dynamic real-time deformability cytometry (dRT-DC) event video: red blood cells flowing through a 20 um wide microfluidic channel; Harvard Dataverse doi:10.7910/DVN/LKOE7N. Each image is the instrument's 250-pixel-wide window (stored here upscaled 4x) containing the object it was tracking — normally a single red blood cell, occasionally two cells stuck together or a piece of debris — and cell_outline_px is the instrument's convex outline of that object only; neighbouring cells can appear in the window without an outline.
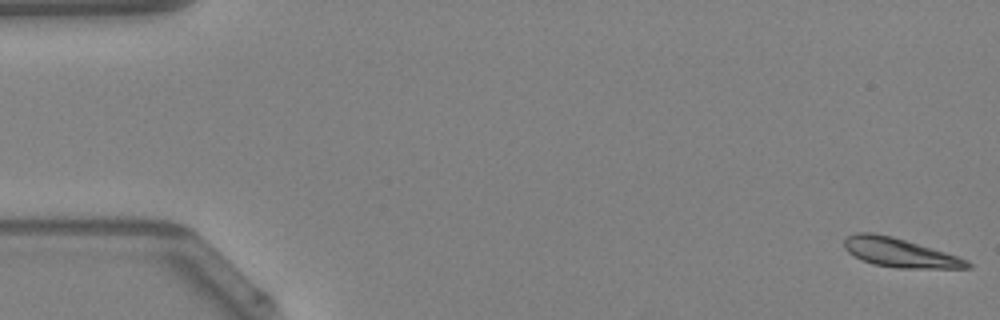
{"species": "Egyptian fruit bat (a non-hibernating species)", "species_latin": "Rousettus aegyptiacus", "temperature_condition": "warm", "stored_images_in_passage": 48, "camera_frame_rate_fps": 3000, "um_per_image_px": 0.085, "animal": {"sex": "female"}, "frame": {"image": 1, "passage_image": 1, "time_ms": 0.0, "image_size_px": [1000, 320], "cell_outline_px": [[972, 268], [900, 268], [872, 264], [848, 252], [844, 248], [844, 240], [848, 236], [856, 232], [872, 232], [892, 236], [932, 248], [968, 260], [972, 264]], "centroid_in_image_um": [76.47, 21.47], "position_along_channel_um": 8.5, "area_um2": 20.58}}
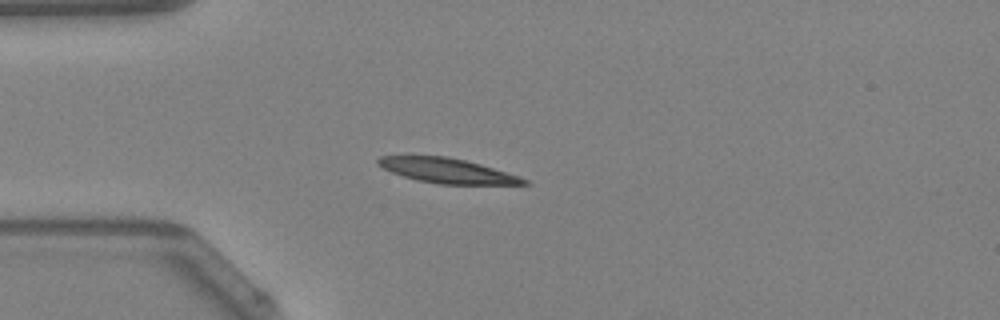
{"frame": {"image": 2, "passage_image": 13, "time_ms": 4.0, "image_size_px": [1000, 320], "cell_outline_px": [[532, 184], [440, 184], [416, 180], [392, 172], [376, 164], [376, 160], [380, 156], [448, 156], [480, 164], [520, 176], [528, 180]], "centroid_in_image_um": [38.02, 14.51], "position_along_channel_um": 47.0, "area_um2": 20.92}}
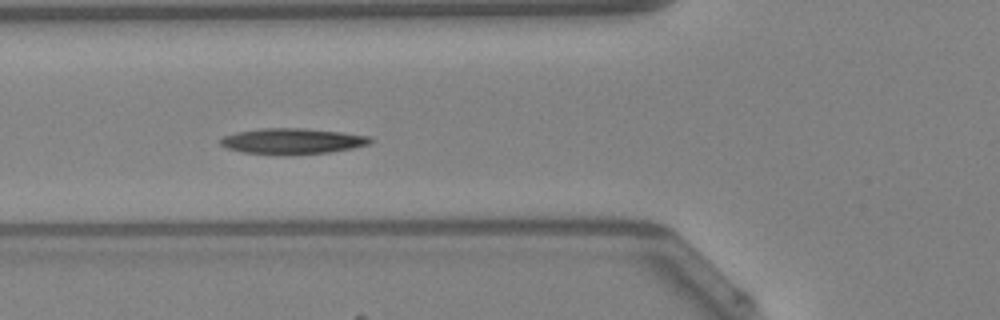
{"frame": {"image": 3, "passage_image": 18, "time_ms": 5.667, "image_size_px": [1000, 320], "cell_outline_px": [[372, 140], [368, 144], [352, 148], [328, 152], [288, 156], [244, 152], [228, 148], [220, 144], [220, 140], [224, 136], [236, 132], [260, 128], [300, 128], [340, 132], [368, 136]], "centroid_in_image_um": [24.81, 12.01], "position_along_channel_um": 101.0, "area_um2": 22.43}, "authors_computed_cell_mechanics": {"area_um2": 21.3282, "velocity_mm_per_s": 4.1974, "shape_relaxation_time_tau1_ms": 6.0421, "shape_relaxation_time_tau2_ms": null, "deformation_change_tau1": 0.1821, "deformation_change_tau2": null}}